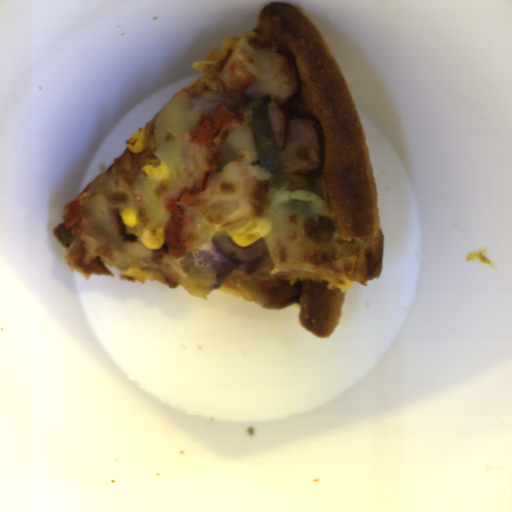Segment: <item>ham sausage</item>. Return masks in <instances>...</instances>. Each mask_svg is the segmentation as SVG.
I'll return each mask as SVG.
<instances>
[{
  "instance_id": "ham-sausage-1",
  "label": "ham sausage",
  "mask_w": 512,
  "mask_h": 512,
  "mask_svg": "<svg viewBox=\"0 0 512 512\" xmlns=\"http://www.w3.org/2000/svg\"><path fill=\"white\" fill-rule=\"evenodd\" d=\"M267 109L281 166L302 173L319 167L321 144L313 122L287 118L274 103Z\"/></svg>"
}]
</instances>
